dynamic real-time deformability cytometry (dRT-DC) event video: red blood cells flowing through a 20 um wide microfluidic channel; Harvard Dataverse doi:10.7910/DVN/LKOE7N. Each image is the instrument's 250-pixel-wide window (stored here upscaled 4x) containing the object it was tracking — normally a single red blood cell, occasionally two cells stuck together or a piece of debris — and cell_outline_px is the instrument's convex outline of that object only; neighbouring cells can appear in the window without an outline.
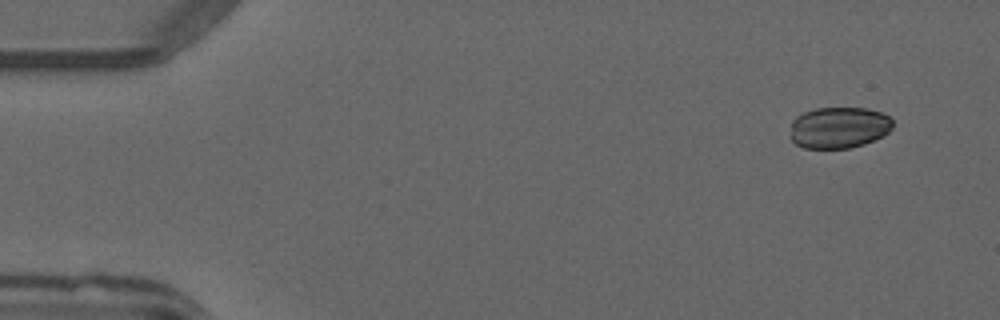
{"species": "common noctule bat (a hibernating species)", "species_latin": "Nyctalus noctula", "temperature_condition": "warm", "stored_images_in_passage": 15, "camera_frame_rate_fps": 3000, "um_per_image_px": 0.085, "animal": {"sex": "male", "forearm_length_mm": 52.5}, "frame": {"image": 1, "passage_image": 1, "time_ms": 0.0, "image_size_px": [1000, 320], "cell_outline_px": [[892, 128], [884, 136], [864, 144], [848, 148], [804, 148], [796, 144], [792, 140], [792, 120], [796, 116], [804, 112], [816, 108], [868, 108], [880, 112], [888, 116], [892, 120]], "centroid_in_image_um": [71.32, 10.84], "position_along_channel_um": 13.7, "area_um2": 24.68}}
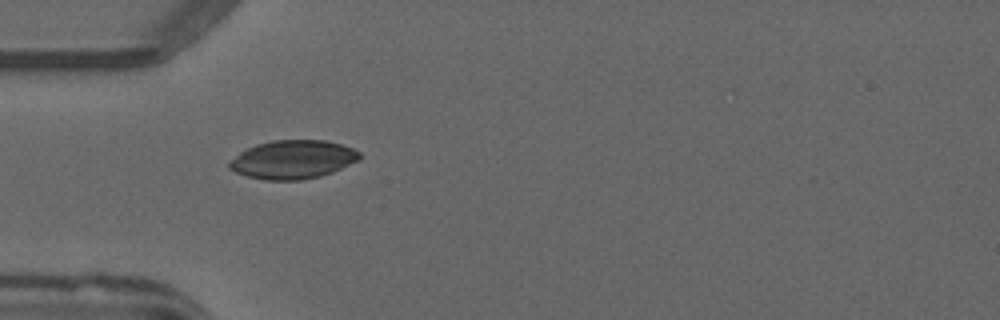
{"frame": {"image": 2, "passage_image": 13, "time_ms": 4.0, "image_size_px": [1000, 320], "cell_outline_px": [[360, 160], [332, 172], [320, 176], [300, 180], [264, 180], [248, 176], [236, 172], [228, 168], [228, 164], [240, 152], [256, 144], [272, 140], [324, 140], [340, 144], [352, 148], [360, 152]], "centroid_in_image_um": [24.9, 13.56], "position_along_channel_um": 60.1, "area_um2": 29.13}}